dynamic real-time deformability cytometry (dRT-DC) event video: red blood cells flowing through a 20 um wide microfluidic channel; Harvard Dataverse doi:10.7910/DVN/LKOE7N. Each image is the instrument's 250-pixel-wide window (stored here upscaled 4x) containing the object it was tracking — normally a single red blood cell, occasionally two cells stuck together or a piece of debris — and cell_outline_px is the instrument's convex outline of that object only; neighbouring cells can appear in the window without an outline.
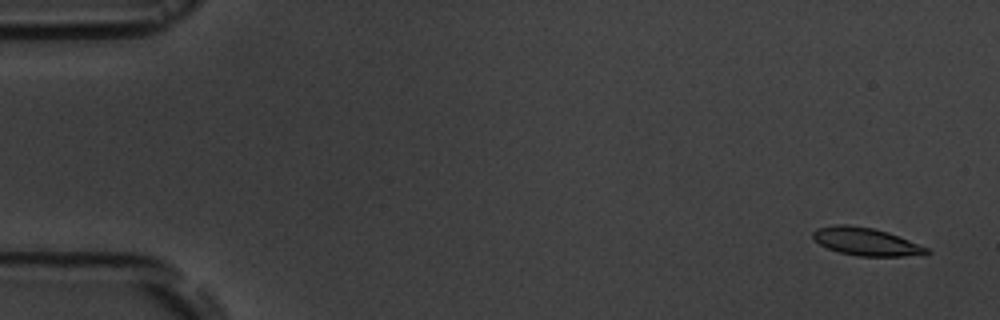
{"species": "common noctule bat (a hibernating species)", "species_latin": "Nyctalus noctula", "temperature_condition": "room temperature", "stored_images_in_passage": 5, "camera_frame_rate_fps": 3000, "um_per_image_px": 0.085, "animal": {"sex": "male", "body_mass_g": 19.5, "forearm_length_mm": 54.6}, "frame": {"image": 1, "passage_image": 1, "time_ms": 0.0, "image_size_px": [1000, 320], "cell_outline_px": [[932, 252], [924, 256], [860, 256], [840, 252], [828, 248], [820, 244], [812, 236], [812, 232], [816, 228], [836, 224], [848, 224], [872, 228], [888, 232], [928, 248]], "centroid_in_image_um": [73.64, 20.54], "position_along_channel_um": 11.4, "area_um2": 18.44}}
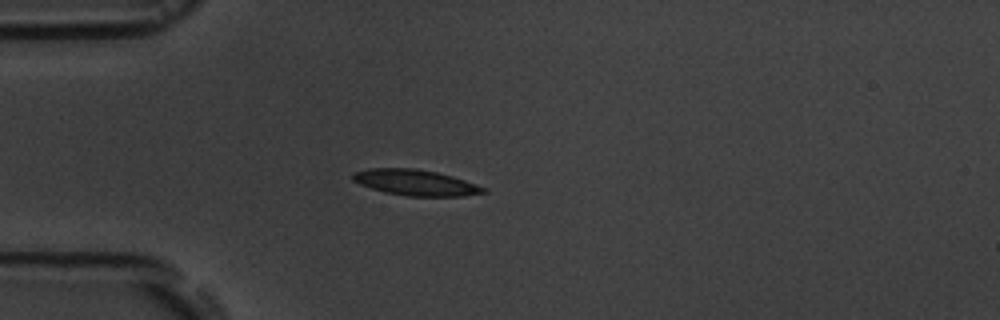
{"frame": {"image": 2, "passage_image": 5, "time_ms": 4.333, "image_size_px": [1000, 320], "cell_outline_px": [[488, 192], [464, 196], [408, 196], [384, 192], [360, 184], [352, 180], [352, 172], [372, 168], [416, 168], [436, 172], [452, 176], [488, 188]], "centroid_in_image_um": [35.34, 15.52], "position_along_channel_um": 49.7, "area_um2": 19.71}}